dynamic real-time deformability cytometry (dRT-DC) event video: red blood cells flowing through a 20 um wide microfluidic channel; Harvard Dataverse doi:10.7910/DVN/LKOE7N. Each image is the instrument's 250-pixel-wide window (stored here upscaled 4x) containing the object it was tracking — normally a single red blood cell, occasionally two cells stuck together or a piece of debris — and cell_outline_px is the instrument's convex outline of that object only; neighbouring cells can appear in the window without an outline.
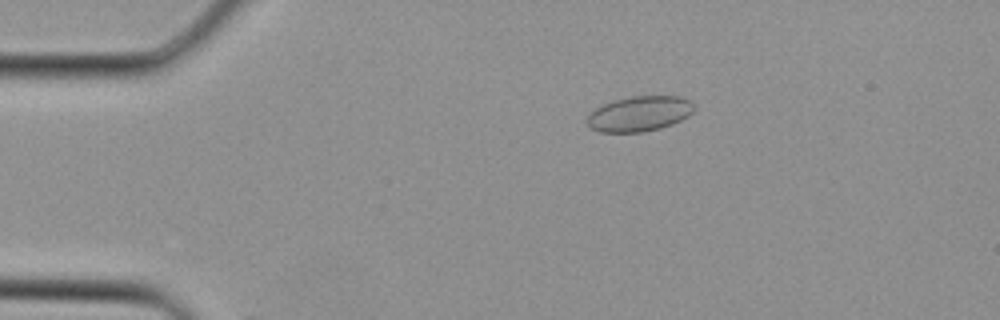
{"species": "Egyptian fruit bat (a non-hibernating species)", "species_latin": "Rousettus aegyptiacus", "temperature_condition": "cold", "stored_images_in_passage": 4, "camera_frame_rate_fps": 3000, "um_per_image_px": 0.085, "animal": {"sex": "female"}, "frame": {"image": 1, "passage_image": 4, "time_ms": 1.0, "image_size_px": [1000, 320], "cell_outline_px": [[692, 112], [688, 116], [672, 124], [660, 128], [644, 132], [600, 132], [592, 128], [588, 124], [588, 116], [596, 108], [604, 104], [616, 100], [632, 96], [684, 96], [692, 104]], "centroid_in_image_um": [54.36, 9.67], "position_along_channel_um": 30.6, "area_um2": 21.62}}